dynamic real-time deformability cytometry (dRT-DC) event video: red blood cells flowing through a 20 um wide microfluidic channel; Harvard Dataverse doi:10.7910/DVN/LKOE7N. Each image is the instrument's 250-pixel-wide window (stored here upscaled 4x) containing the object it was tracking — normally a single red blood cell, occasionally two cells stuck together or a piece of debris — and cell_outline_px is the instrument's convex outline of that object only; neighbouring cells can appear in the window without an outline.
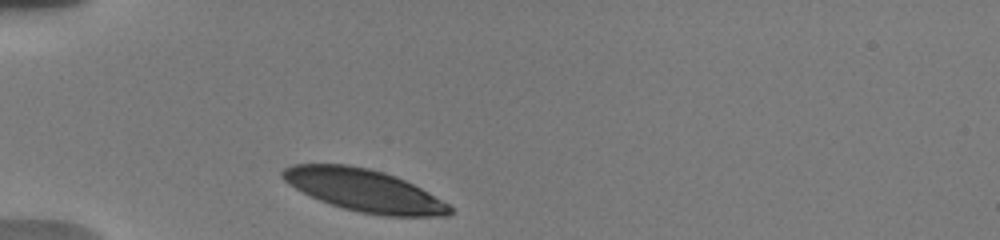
{"species": "human", "species_latin": "Homo sapiens", "temperature_condition": "warm", "stored_images_in_passage": 6, "camera_frame_rate_fps": 3000, "um_per_image_px": 0.085, "donor": {"sex": "male"}, "frame": {"image": 1, "passage_image": 1, "time_ms": 0.0, "image_size_px": [1000, 240], "cell_outline_px": [[452, 212], [448, 216], [384, 216], [360, 212], [344, 208], [320, 200], [288, 184], [280, 176], [280, 172], [284, 168], [292, 164], [348, 164], [368, 168], [384, 172], [396, 176], [428, 192], [448, 204], [452, 208]], "centroid_in_image_um": [30.94, 16.17], "position_along_channel_um": 54.1, "area_um2": 40.92}}